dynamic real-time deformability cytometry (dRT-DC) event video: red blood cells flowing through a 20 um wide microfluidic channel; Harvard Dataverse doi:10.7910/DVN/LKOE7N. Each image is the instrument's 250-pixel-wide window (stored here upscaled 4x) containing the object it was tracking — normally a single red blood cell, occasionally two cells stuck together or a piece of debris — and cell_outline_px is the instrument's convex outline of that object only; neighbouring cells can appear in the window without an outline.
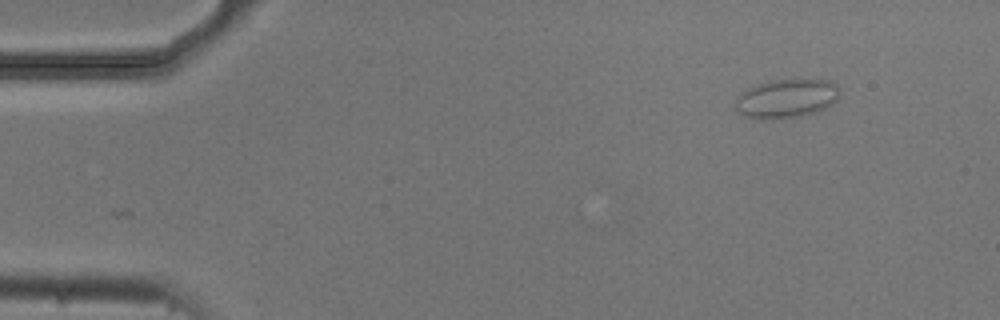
{"species": "common noctule bat (a hibernating species)", "species_latin": "Nyctalus noctula", "temperature_condition": "cold", "stored_images_in_passage": 2, "camera_frame_rate_fps": 3000, "um_per_image_px": 0.085, "animal": {"sex": "male", "body_mass_g": 20.5, "forearm_length_mm": 52.5}, "frame": {"image": 1, "passage_image": 2, "time_ms": 0.333, "image_size_px": [1000, 320], "cell_outline_px": [[840, 96], [832, 104], [816, 112], [800, 116], [744, 116], [736, 108], [736, 96], [748, 88], [768, 80], [832, 80], [840, 88]], "centroid_in_image_um": [66.92, 8.31], "position_along_channel_um": 18.1, "area_um2": 22.89}}